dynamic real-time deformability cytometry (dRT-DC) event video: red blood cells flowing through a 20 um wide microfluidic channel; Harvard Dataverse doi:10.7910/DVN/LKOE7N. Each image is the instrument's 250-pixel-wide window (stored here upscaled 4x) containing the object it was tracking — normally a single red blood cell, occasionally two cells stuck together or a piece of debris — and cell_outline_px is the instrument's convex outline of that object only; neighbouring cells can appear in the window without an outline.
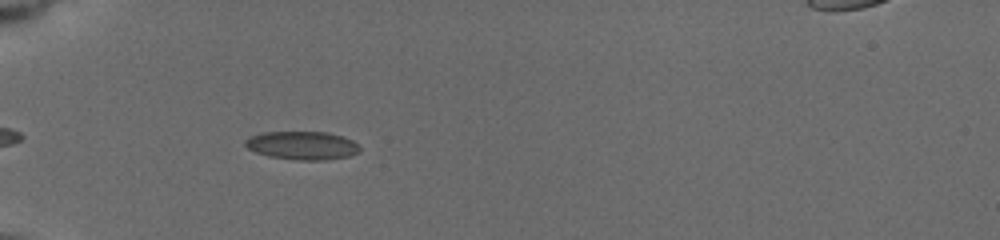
{"species": "common noctule bat (a hibernating species)", "species_latin": "Nyctalus noctula", "temperature_condition": "cold", "stored_images_in_passage": 15, "camera_frame_rate_fps": 3000, "um_per_image_px": 0.085, "animal": {"sex": "female", "body_mass_g": 19.5, "forearm_length_mm": 54.1}, "frame": {"image": 1, "passage_image": 7, "time_ms": 5.333, "image_size_px": [1000, 240], "cell_outline_px": [[360, 152], [348, 156], [324, 160], [296, 160], [268, 156], [256, 152], [248, 148], [244, 144], [244, 140], [260, 132], [328, 132], [344, 136], [352, 140], [360, 148]], "centroid_in_image_um": [25.69, 12.36], "position_along_channel_um": 59.3, "area_um2": 18.96}}
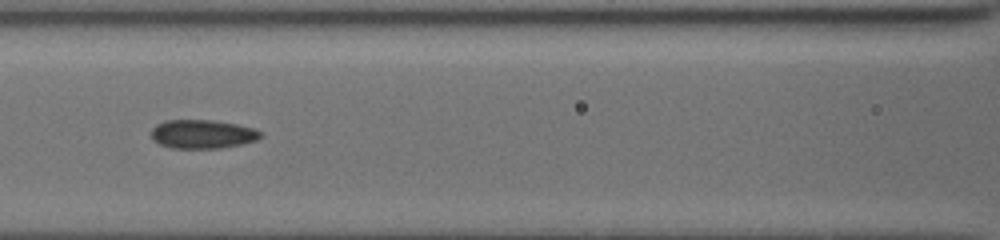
{"frame": {"image": 2, "passage_image": 10, "time_ms": 8.0, "image_size_px": [1000, 240], "cell_outline_px": [[264, 136], [256, 140], [240, 144], [220, 148], [172, 148], [160, 144], [152, 140], [152, 128], [156, 124], [164, 120], [212, 120], [236, 124], [256, 128]], "centroid_in_image_um": [17.21, 11.39], "position_along_channel_um": 149.4, "area_um2": 18.38}}
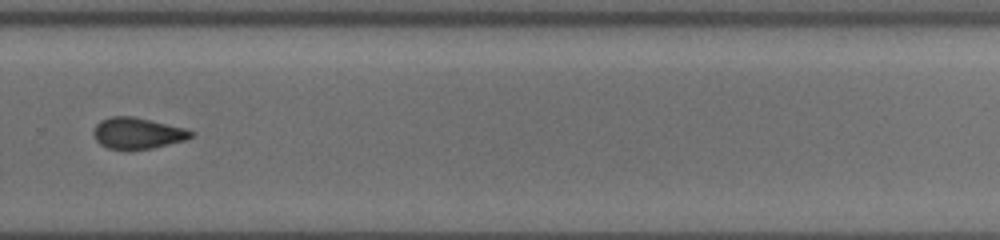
{"frame": {"image": 3, "passage_image": 14, "time_ms": 12.333, "image_size_px": [1000, 240], "cell_outline_px": [[196, 132], [192, 136], [184, 140], [152, 148], [128, 152], [108, 148], [100, 144], [96, 140], [92, 132], [96, 124], [100, 120], [112, 116], [132, 116], [188, 128]], "centroid_in_image_um": [11.68, 11.34], "position_along_channel_um": 318.1, "area_um2": 18.21}}